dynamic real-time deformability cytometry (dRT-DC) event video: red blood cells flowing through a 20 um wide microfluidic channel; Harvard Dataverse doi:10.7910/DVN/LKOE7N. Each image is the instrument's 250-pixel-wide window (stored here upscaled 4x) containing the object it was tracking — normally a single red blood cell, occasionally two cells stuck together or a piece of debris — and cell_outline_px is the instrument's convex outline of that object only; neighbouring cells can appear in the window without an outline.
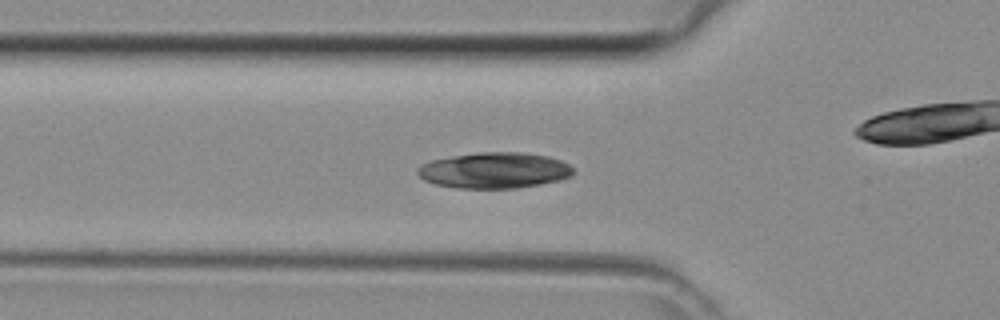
{"species": "common noctule bat (a hibernating species)", "species_latin": "Nyctalus noctula", "temperature_condition": "room temperature", "stored_images_in_passage": 44, "camera_frame_rate_fps": 3000, "um_per_image_px": 0.085, "animal": {"sex": "female", "body_mass_g": 29.2, "forearm_length_mm": 56.3}, "frame": {"image": 1, "passage_image": 14, "time_ms": 4.333, "image_size_px": [1000, 320], "cell_outline_px": [[576, 172], [572, 176], [560, 180], [540, 184], [516, 188], [456, 188], [436, 184], [424, 180], [416, 172], [416, 168], [432, 160], [452, 156], [480, 152], [524, 152], [548, 156], [560, 160], [568, 164]], "centroid_in_image_um": [42.05, 14.48], "position_along_channel_um": 83.8, "area_um2": 32.6}}
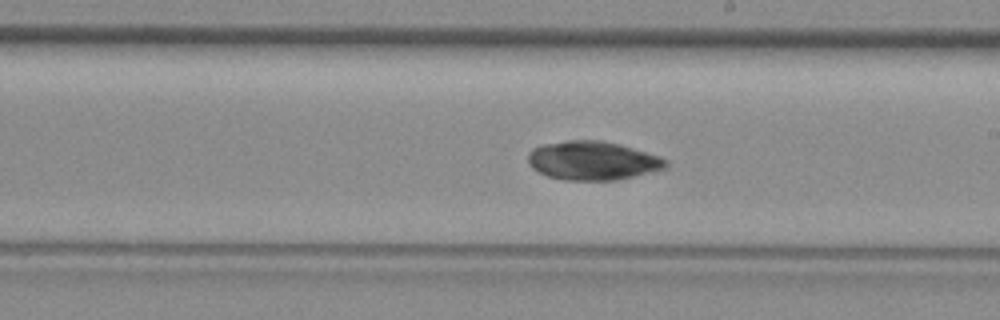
{"frame": {"image": 2, "passage_image": 24, "time_ms": 7.667, "image_size_px": [1000, 320], "cell_outline_px": [[668, 164], [664, 168], [616, 180], [564, 180], [548, 176], [532, 168], [528, 164], [528, 152], [532, 148], [544, 144], [568, 140], [600, 140], [620, 144], [660, 156], [668, 160]], "centroid_in_image_um": [50.34, 13.64], "position_along_channel_um": 238.7, "area_um2": 31.04}}
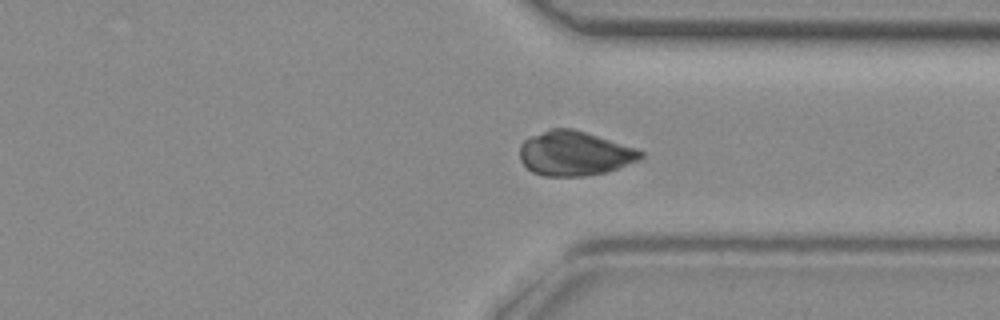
{"frame": {"image": 3, "passage_image": 32, "time_ms": 10.333, "image_size_px": [1000, 320], "cell_outline_px": [[644, 156], [640, 160], [604, 172], [584, 176], [544, 176], [532, 172], [520, 160], [520, 144], [528, 136], [552, 128], [572, 128], [636, 148], [644, 152]], "centroid_in_image_um": [48.81, 13.03], "position_along_channel_um": 362.6, "area_um2": 31.27}}